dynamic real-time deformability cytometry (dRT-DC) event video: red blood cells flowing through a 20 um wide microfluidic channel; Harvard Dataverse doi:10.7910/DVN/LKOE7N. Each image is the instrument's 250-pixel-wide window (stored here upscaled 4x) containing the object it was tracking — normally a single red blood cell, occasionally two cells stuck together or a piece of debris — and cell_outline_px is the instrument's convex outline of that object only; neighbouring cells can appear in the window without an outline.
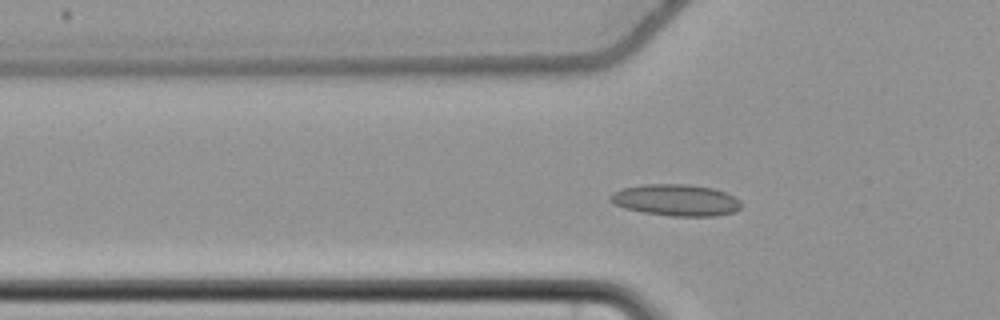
{"species": "common noctule bat (a hibernating species)", "species_latin": "Nyctalus noctula", "temperature_condition": "cold", "stored_images_in_passage": 56, "camera_frame_rate_fps": 3000, "um_per_image_px": 0.085, "animal": {"sex": "female", "body_mass_g": 22.7, "forearm_length_mm": 54.2}, "frame": {"image": 1, "passage_image": 18, "time_ms": 5.667, "image_size_px": [1000, 320], "cell_outline_px": [[740, 208], [736, 212], [716, 216], [672, 216], [644, 212], [624, 208], [608, 200], [608, 196], [612, 192], [624, 188], [644, 184], [688, 184], [712, 188], [724, 192], [740, 200]], "centroid_in_image_um": [57.44, 17.01], "position_along_channel_um": 68.4, "area_um2": 24.04}}
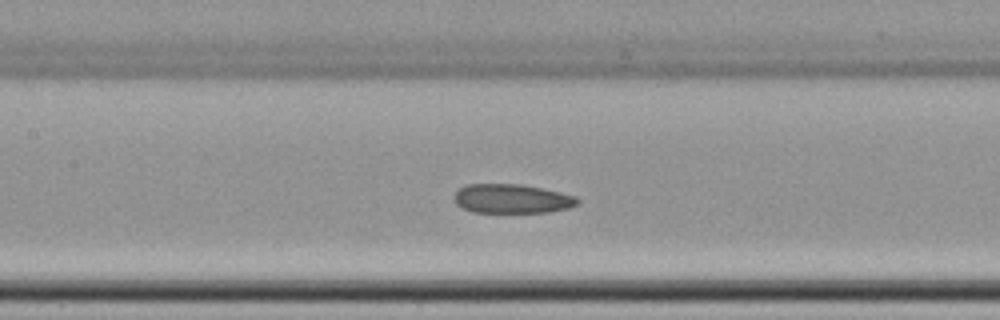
{"frame": {"image": 2, "passage_image": 26, "time_ms": 8.333, "image_size_px": [1000, 320], "cell_outline_px": [[580, 204], [568, 208], [548, 212], [472, 212], [456, 204], [456, 192], [460, 188], [468, 184], [520, 184], [560, 192], [576, 196], [580, 200]], "centroid_in_image_um": [43.56, 16.89], "position_along_channel_um": 163.8, "area_um2": 20.81}}
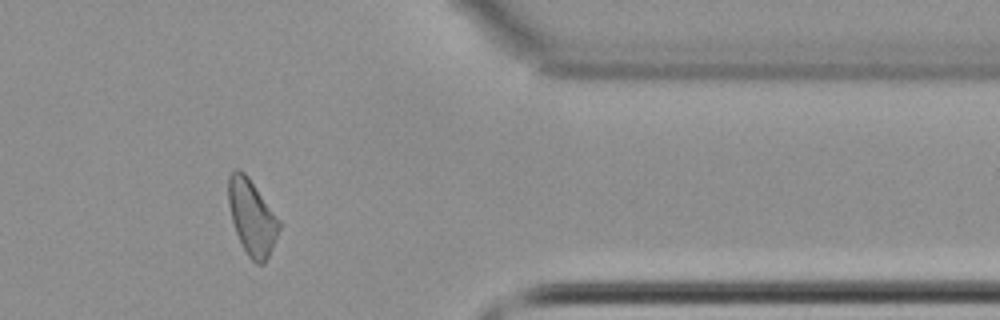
{"frame": {"image": 3, "passage_image": 46, "time_ms": 15.0, "image_size_px": [1000, 320], "cell_outline_px": [[280, 228], [268, 256], [264, 264], [256, 264], [248, 256], [236, 232], [232, 220], [228, 204], [228, 176], [236, 168], [244, 172], [248, 176], [280, 220]], "centroid_in_image_um": [21.4, 18.45], "position_along_channel_um": 390.0, "area_um2": 22.02}, "authors_computed_cell_mechanics": {"area_um2": 22.3686, "velocity_mm_per_s": 3.661, "shape_relaxation_time_tau1_ms": null, "shape_relaxation_time_tau2_ms": 4.4327, "deformation_change_tau1": null, "deformation_change_tau2": 0.1105}}